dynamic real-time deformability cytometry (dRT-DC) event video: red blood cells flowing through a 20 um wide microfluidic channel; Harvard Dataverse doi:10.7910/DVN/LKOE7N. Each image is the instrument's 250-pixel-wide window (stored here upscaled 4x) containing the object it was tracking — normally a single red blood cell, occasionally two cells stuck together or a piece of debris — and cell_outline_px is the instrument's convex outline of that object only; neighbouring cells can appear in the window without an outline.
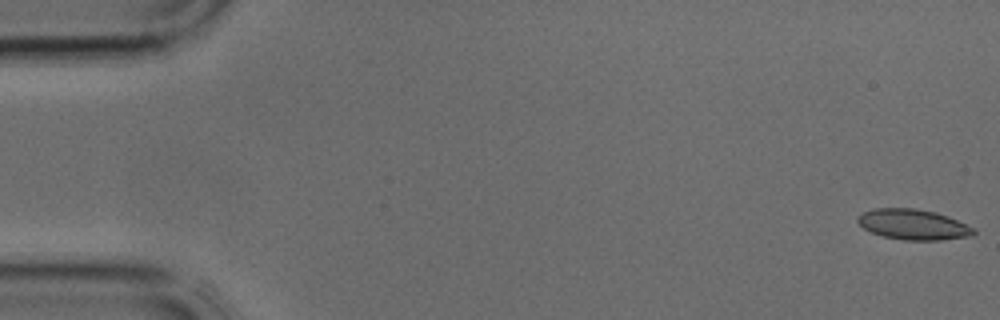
{"species": "common noctule bat (a hibernating species)", "species_latin": "Nyctalus noctula", "temperature_condition": "cold", "stored_images_in_passage": 39, "camera_frame_rate_fps": 3000, "um_per_image_px": 0.085, "animal": {"sex": "male", "body_mass_g": 17.9, "forearm_length_mm": 54.2}, "frame": {"image": 1, "passage_image": 1, "time_ms": 0.0, "image_size_px": [1000, 320], "cell_outline_px": [[976, 232], [972, 236], [940, 240], [904, 240], [884, 236], [872, 232], [864, 228], [856, 220], [864, 212], [872, 208], [916, 208], [936, 212], [948, 216], [976, 228]], "centroid_in_image_um": [77.67, 19.08], "position_along_channel_um": 7.3, "area_um2": 20.58}}
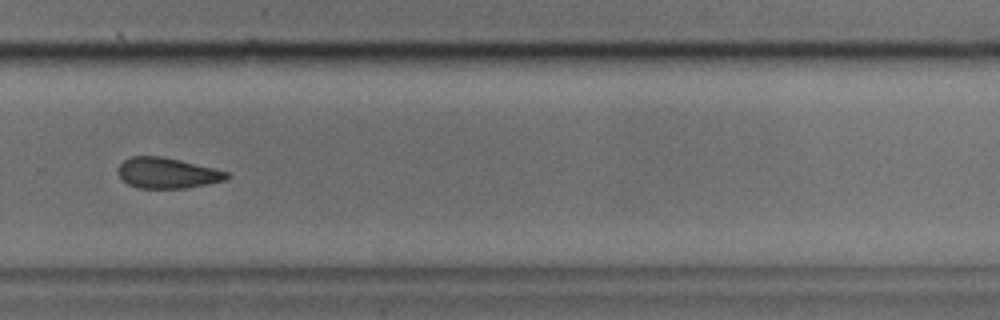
{"frame": {"image": 2, "passage_image": 27, "time_ms": 8.667, "image_size_px": [1000, 320], "cell_outline_px": [[228, 176], [224, 180], [184, 188], [140, 188], [128, 184], [120, 176], [120, 164], [124, 160], [132, 156], [160, 156], [180, 160], [228, 172]], "centroid_in_image_um": [14.19, 14.7], "position_along_channel_um": 315.6, "area_um2": 18.84}}
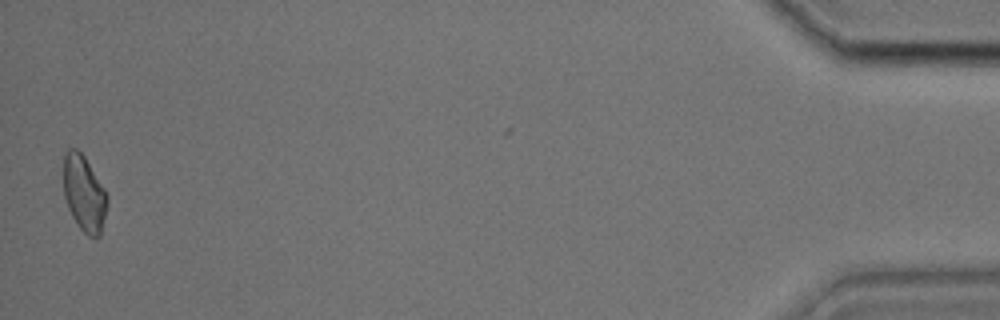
{"frame": {"image": 3, "passage_image": 39, "time_ms": 12.667, "image_size_px": [1000, 320], "cell_outline_px": [[108, 204], [100, 236], [88, 236], [80, 228], [72, 216], [68, 208], [64, 196], [64, 156], [68, 148], [76, 148], [84, 156], [104, 188], [108, 196]], "centroid_in_image_um": [7.15, 16.45], "position_along_channel_um": 428.0, "area_um2": 19.25}}